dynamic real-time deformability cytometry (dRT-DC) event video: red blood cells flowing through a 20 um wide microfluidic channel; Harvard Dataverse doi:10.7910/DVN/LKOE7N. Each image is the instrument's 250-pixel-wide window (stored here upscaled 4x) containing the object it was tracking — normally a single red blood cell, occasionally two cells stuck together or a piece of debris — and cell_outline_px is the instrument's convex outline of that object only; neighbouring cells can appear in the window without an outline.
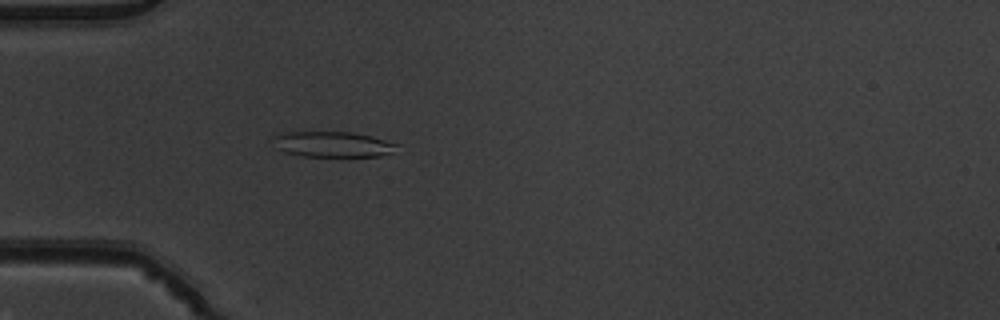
{"species": "common noctule bat (a hibernating species)", "species_latin": "Nyctalus noctula", "temperature_condition": "warm", "stored_images_in_passage": 52, "camera_frame_rate_fps": 3000, "um_per_image_px": 0.085, "animal": {"sex": "male", "body_mass_g": 19.5, "forearm_length_mm": 54.6}, "frame": {"image": 1, "passage_image": 16, "time_ms": 5.0, "image_size_px": [1000, 320], "cell_outline_px": [[400, 144], [392, 152], [380, 156], [300, 156], [284, 152], [276, 148], [272, 136], [288, 132], [348, 132], [368, 136]], "centroid_in_image_um": [28.24, 12.27], "position_along_channel_um": 56.8, "area_um2": 18.21}}
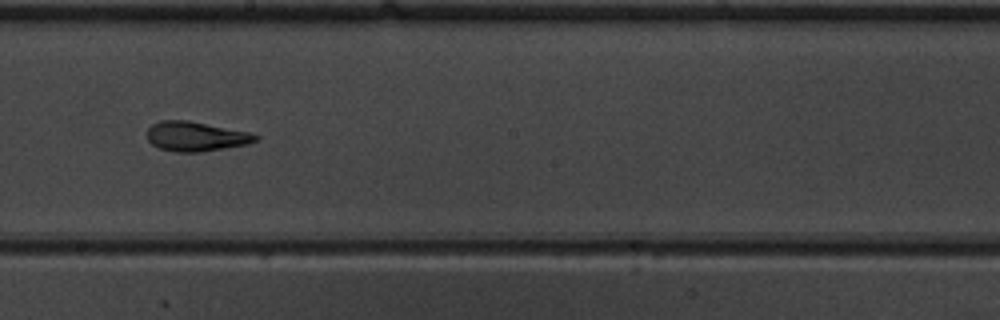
{"frame": {"image": 2, "passage_image": 30, "time_ms": 9.667, "image_size_px": [1000, 320], "cell_outline_px": [[260, 136], [256, 140], [248, 144], [200, 152], [176, 152], [160, 148], [152, 144], [148, 140], [148, 128], [152, 124], [160, 120], [188, 120], [248, 132]], "centroid_in_image_um": [16.63, 11.59], "position_along_channel_um": 231.6, "area_um2": 18.55}}
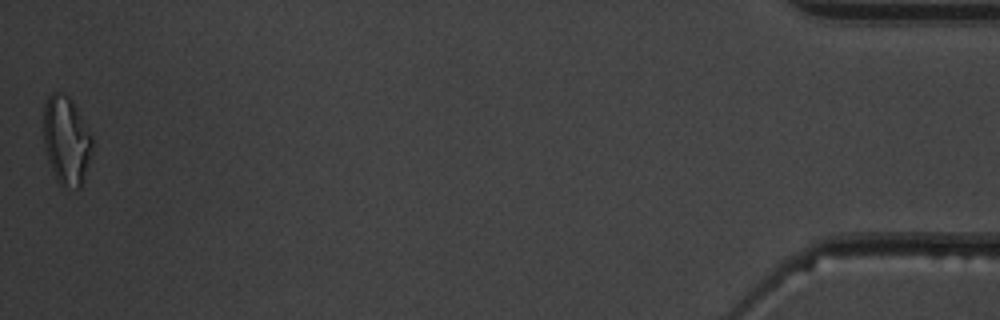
{"frame": {"image": 3, "passage_image": 52, "time_ms": 17.0, "image_size_px": [1000, 320], "cell_outline_px": [[92, 144], [88, 160], [80, 188], [76, 188], [60, 184], [56, 180], [48, 160], [44, 144], [44, 104], [48, 96], [52, 92], [60, 92], [68, 96], [72, 100], [92, 136]], "centroid_in_image_um": [5.61, 11.89], "position_along_channel_um": 429.6, "area_um2": 24.62}, "authors_computed_cell_mechanics": {"area_um2": 19.5942, "velocity_mm_per_s": 3.9084, "shape_relaxation_time_tau1_ms": 7.2214, "shape_relaxation_time_tau2_ms": 2.8891, "deformation_change_tau1": 0.2119, "deformation_change_tau2": 0.1215}}